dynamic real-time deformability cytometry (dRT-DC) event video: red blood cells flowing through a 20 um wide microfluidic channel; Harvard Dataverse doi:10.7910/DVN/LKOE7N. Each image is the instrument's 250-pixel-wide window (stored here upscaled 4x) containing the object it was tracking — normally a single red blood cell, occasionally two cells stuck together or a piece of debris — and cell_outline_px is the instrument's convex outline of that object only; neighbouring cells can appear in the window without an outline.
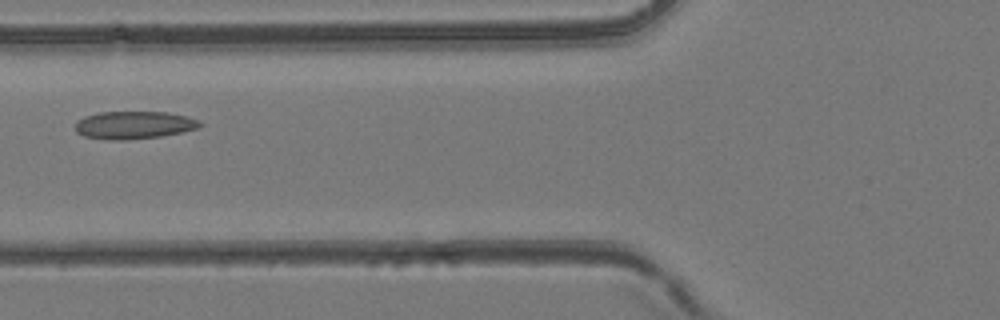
{"species": "common noctule bat (a hibernating species)", "species_latin": "Nyctalus noctula", "temperature_condition": "room temperature", "stored_images_in_passage": 4, "camera_frame_rate_fps": 3000, "um_per_image_px": 0.085, "animal": {"sex": "female", "body_mass_g": 24.6, "forearm_length_mm": 56.2}, "frame": {"image": 1, "passage_image": 4, "time_ms": 3.333, "image_size_px": [1000, 320], "cell_outline_px": [[204, 124], [200, 128], [160, 136], [128, 140], [108, 140], [84, 136], [76, 132], [76, 120], [84, 116], [100, 112], [168, 112], [200, 120]], "centroid_in_image_um": [11.38, 10.63], "position_along_channel_um": 114.4, "area_um2": 20.23}}